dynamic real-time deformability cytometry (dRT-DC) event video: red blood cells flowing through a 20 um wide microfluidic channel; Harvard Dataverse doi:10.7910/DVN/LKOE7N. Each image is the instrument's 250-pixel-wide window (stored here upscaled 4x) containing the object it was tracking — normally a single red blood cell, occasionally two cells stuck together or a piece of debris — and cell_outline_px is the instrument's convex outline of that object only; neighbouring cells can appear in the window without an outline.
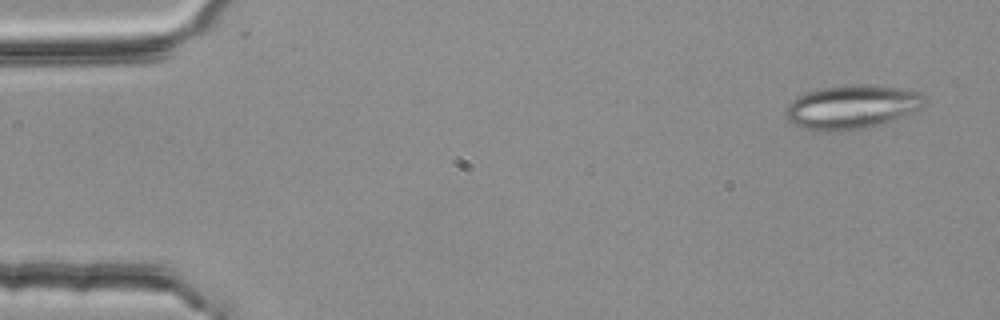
{"species": "common noctule bat (a hibernating species)", "species_latin": "Nyctalus noctula", "temperature_condition": "room temperature", "stored_images_in_passage": 4, "camera_frame_rate_fps": 3000, "um_per_image_px": 0.085, "animal": {"sex": "female", "body_mass_g": 25.1}, "frame": {"image": 1, "passage_image": 1, "time_ms": 0.0, "image_size_px": [1000, 320], "cell_outline_px": [[928, 104], [924, 108], [880, 124], [868, 128], [832, 132], [812, 132], [792, 124], [788, 120], [788, 104], [796, 96], [820, 88], [852, 84], [868, 84], [904, 88], [920, 92], [924, 96]], "centroid_in_image_um": [72.44, 9.1], "position_along_channel_um": 12.6, "area_um2": 36.07}}
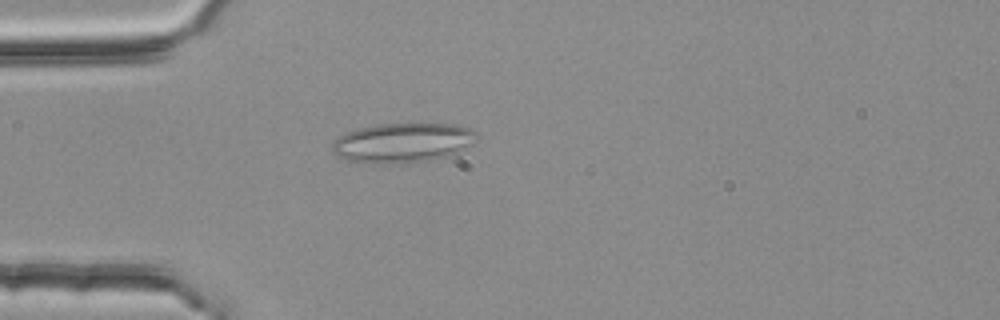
{"frame": {"image": 2, "passage_image": 4, "time_ms": 1.0, "image_size_px": [1000, 320], "cell_outline_px": [[476, 132], [472, 144], [460, 152], [448, 156], [424, 160], [392, 164], [384, 164], [340, 160], [332, 152], [332, 140], [348, 132], [360, 128], [380, 124], [456, 124], [468, 128]], "centroid_in_image_um": [34.17, 12.14], "position_along_channel_um": 50.8, "area_um2": 33.29}}